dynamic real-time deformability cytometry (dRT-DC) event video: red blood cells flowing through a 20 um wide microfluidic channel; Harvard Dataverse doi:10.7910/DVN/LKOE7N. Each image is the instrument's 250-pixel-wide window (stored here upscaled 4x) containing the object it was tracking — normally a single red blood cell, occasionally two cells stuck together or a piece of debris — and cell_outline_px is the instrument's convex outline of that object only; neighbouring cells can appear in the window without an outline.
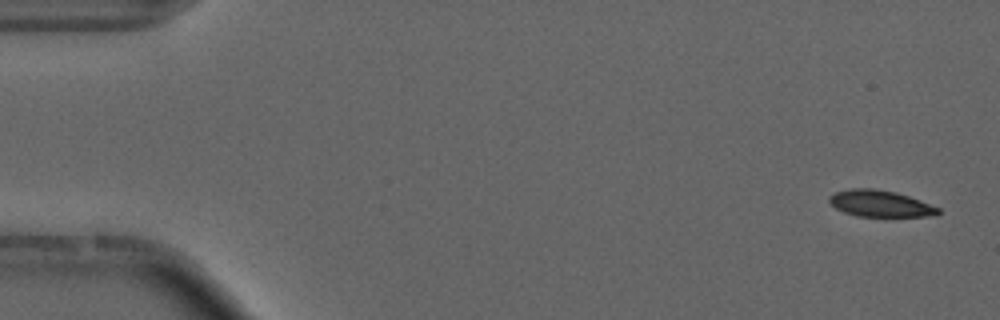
{"species": "common noctule bat (a hibernating species)", "species_latin": "Nyctalus noctula", "temperature_condition": "cold", "stored_images_in_passage": 14, "camera_frame_rate_fps": 3000, "um_per_image_px": 0.085, "animal": {"sex": "male", "forearm_length_mm": 52.5}, "frame": {"image": 1, "passage_image": 2, "time_ms": 0.333, "image_size_px": [1000, 320], "cell_outline_px": [[940, 212], [932, 216], [856, 216], [844, 212], [836, 208], [828, 200], [828, 196], [836, 192], [852, 188], [872, 188], [896, 192], [920, 200], [940, 208]], "centroid_in_image_um": [74.81, 17.3], "position_along_channel_um": 10.2, "area_um2": 16.7}}